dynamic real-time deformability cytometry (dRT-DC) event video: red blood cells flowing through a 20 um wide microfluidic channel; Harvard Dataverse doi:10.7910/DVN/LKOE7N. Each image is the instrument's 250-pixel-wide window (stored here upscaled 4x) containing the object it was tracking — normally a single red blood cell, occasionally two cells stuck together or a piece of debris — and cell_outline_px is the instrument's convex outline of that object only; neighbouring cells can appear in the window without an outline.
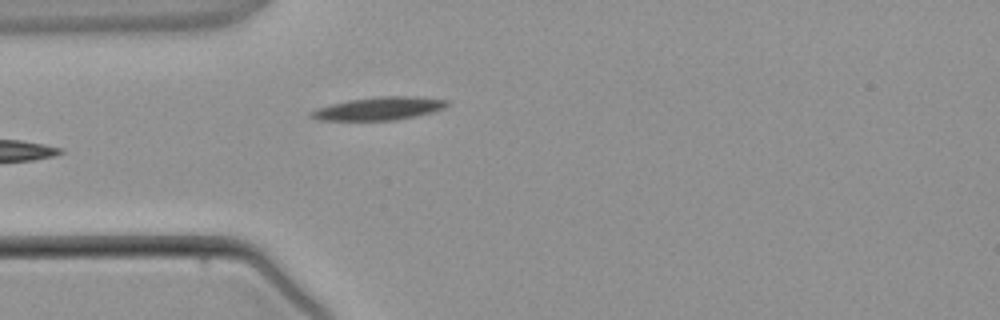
{"species": "common noctule bat (a hibernating species)", "species_latin": "Nyctalus noctula", "temperature_condition": "warm", "stored_images_in_passage": 4, "camera_frame_rate_fps": 3000, "um_per_image_px": 0.085, "animal": {"sex": "male", "body_mass_g": 21.5, "forearm_length_mm": 52.0}, "frame": {"image": 1, "passage_image": 4, "time_ms": 3.667, "image_size_px": [1000, 320], "cell_outline_px": [[448, 104], [444, 108], [432, 112], [416, 116], [396, 120], [320, 120], [308, 116], [308, 112], [316, 108], [348, 100], [380, 96], [416, 96], [448, 100]], "centroid_in_image_um": [32.2, 9.22], "position_along_channel_um": 52.8, "area_um2": 18.26}}